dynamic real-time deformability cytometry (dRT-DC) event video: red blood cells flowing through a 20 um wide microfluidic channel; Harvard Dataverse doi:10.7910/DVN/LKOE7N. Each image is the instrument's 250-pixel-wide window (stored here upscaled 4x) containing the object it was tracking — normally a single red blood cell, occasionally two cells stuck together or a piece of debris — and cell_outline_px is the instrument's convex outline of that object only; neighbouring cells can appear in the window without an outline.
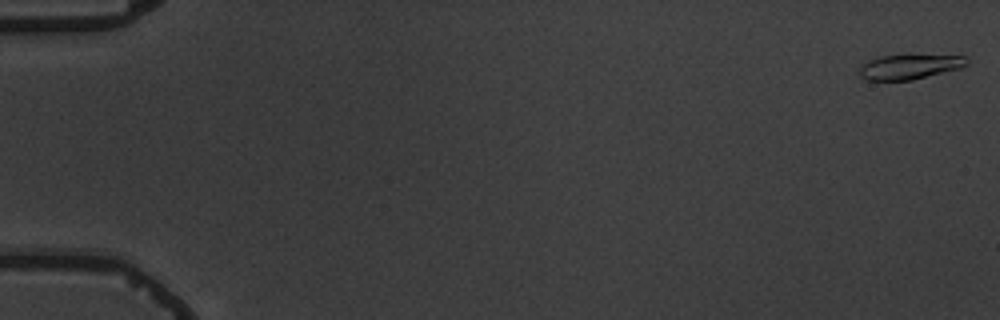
{"species": "common noctule bat (a hibernating species)", "species_latin": "Nyctalus noctula", "temperature_condition": "warm", "stored_images_in_passage": 5, "camera_frame_rate_fps": 3000, "um_per_image_px": 0.085, "animal": {"sex": "male", "body_mass_g": 19.5, "forearm_length_mm": 54.6}, "frame": {"image": 1, "passage_image": 1, "time_ms": 0.0, "image_size_px": [1000, 320], "cell_outline_px": [[968, 64], [960, 68], [912, 80], [868, 80], [860, 76], [860, 64], [868, 60], [880, 56], [964, 56], [968, 60]], "centroid_in_image_um": [77.27, 5.69], "position_along_channel_um": 7.7, "area_um2": 15.14}}